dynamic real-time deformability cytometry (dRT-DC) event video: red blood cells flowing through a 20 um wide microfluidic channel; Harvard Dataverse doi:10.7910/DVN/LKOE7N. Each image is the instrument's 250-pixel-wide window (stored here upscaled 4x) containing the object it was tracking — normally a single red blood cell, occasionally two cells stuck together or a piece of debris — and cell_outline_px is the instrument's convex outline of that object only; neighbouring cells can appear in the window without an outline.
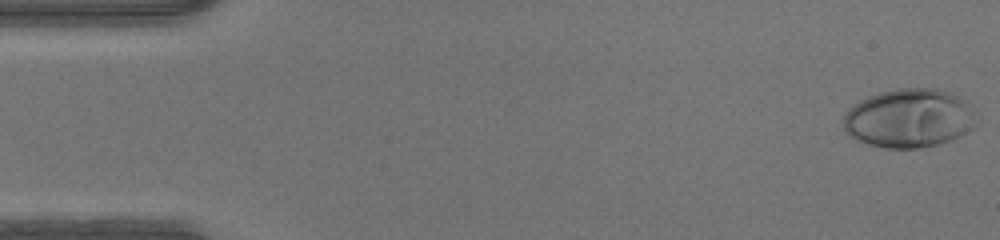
{"species": "human", "species_latin": "Homo sapiens", "temperature_condition": "warm", "stored_images_in_passage": 47, "camera_frame_rate_fps": 3000, "um_per_image_px": 0.085, "donor": {"sex": "male"}, "frame": {"image": 1, "passage_image": 1, "time_ms": 0.0, "image_size_px": [1000, 240], "cell_outline_px": [[976, 124], [972, 128], [960, 136], [936, 144], [920, 148], [884, 148], [868, 144], [856, 140], [844, 128], [844, 116], [848, 108], [860, 100], [868, 96], [880, 92], [896, 88], [936, 88], [948, 92], [972, 104]], "centroid_in_image_um": [77.27, 10.04], "position_along_channel_um": 7.7, "area_um2": 45.55}}
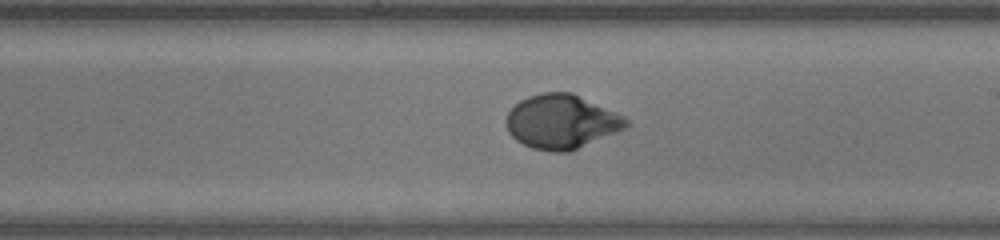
{"frame": {"image": 2, "passage_image": 27, "time_ms": 8.667, "image_size_px": [1000, 240], "cell_outline_px": [[632, 124], [616, 132], [568, 152], [552, 152], [532, 148], [516, 140], [508, 132], [504, 120], [508, 112], [520, 100], [528, 96], [544, 92], [572, 92], [624, 116]], "centroid_in_image_um": [47.7, 10.34], "position_along_channel_um": 241.3, "area_um2": 37.74}}
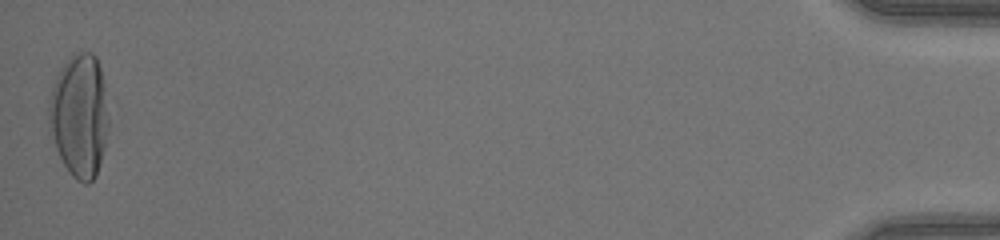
{"frame": {"image": 3, "passage_image": 47, "time_ms": 15.333, "image_size_px": [1000, 240], "cell_outline_px": [[108, 128], [104, 148], [96, 176], [88, 184], [84, 184], [76, 180], [72, 176], [64, 164], [56, 148], [48, 120], [48, 104], [52, 88], [56, 76], [72, 52], [92, 52], [96, 56], [100, 68], [104, 84], [108, 116]], "centroid_in_image_um": [6.75, 9.81], "position_along_channel_um": 428.4, "area_um2": 42.83}}